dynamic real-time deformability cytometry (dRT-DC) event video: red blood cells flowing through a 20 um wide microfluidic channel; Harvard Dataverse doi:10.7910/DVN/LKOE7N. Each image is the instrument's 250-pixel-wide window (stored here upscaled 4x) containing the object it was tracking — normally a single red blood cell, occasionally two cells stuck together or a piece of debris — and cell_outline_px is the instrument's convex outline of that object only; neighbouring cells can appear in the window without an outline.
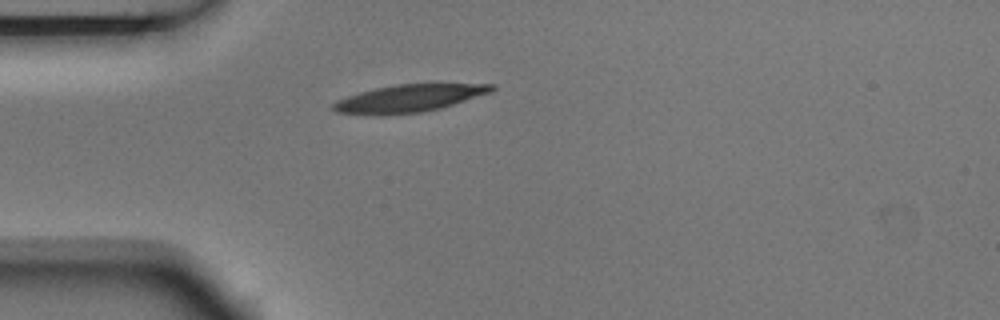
{"species": "Egyptian fruit bat (a non-hibernating species)", "species_latin": "Rousettus aegyptiacus", "temperature_condition": "room temperature", "stored_images_in_passage": 1, "camera_frame_rate_fps": 3000, "um_per_image_px": 0.085, "animal": {"sex": "male"}, "frame": {"image": 1, "passage_image": 1, "time_ms": 0.0, "image_size_px": [1000, 320], "cell_outline_px": [[496, 88], [492, 92], [440, 108], [420, 112], [380, 116], [376, 116], [336, 112], [328, 108], [336, 100], [360, 92], [376, 88], [396, 84], [496, 84]], "centroid_in_image_um": [34.71, 8.37], "position_along_channel_um": 50.3, "area_um2": 25.49}}